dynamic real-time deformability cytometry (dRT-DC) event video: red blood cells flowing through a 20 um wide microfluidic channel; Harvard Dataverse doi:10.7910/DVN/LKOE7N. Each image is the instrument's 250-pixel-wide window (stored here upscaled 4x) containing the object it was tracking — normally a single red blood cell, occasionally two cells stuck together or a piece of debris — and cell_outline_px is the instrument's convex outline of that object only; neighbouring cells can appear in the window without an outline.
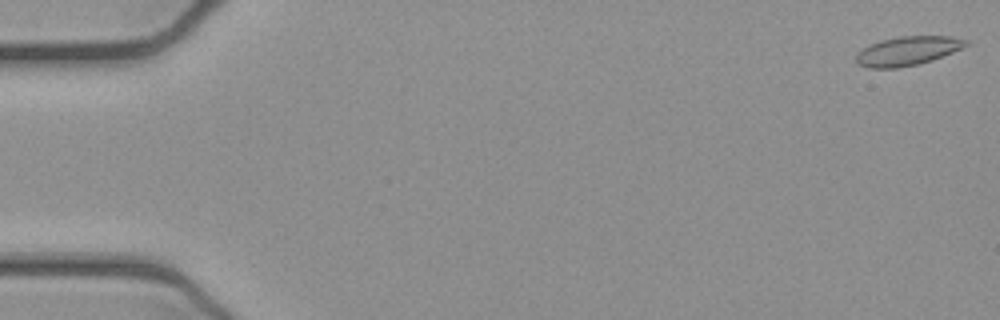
{"species": "common noctule bat (a hibernating species)", "species_latin": "Nyctalus noctula", "temperature_condition": "cold", "stored_images_in_passage": 37, "camera_frame_rate_fps": 3000, "um_per_image_px": 0.085, "animal": {"sex": "female", "body_mass_g": 21.9}, "frame": {"image": 1, "passage_image": 1, "time_ms": 0.0, "image_size_px": [1000, 320], "cell_outline_px": [[968, 44], [952, 52], [932, 60], [920, 64], [896, 68], [868, 68], [856, 64], [856, 52], [868, 44], [880, 40], [900, 36], [952, 36], [968, 40]], "centroid_in_image_um": [77.08, 4.33], "position_along_channel_um": 7.9, "area_um2": 18.73}}
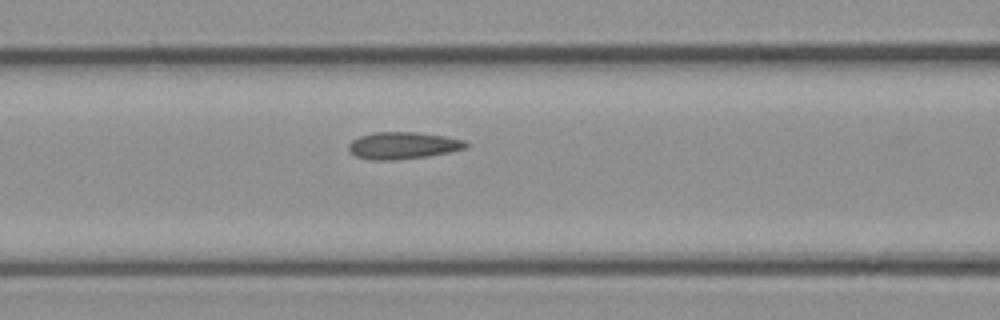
{"frame": {"image": 2, "passage_image": 22, "time_ms": 7.0, "image_size_px": [1000, 320], "cell_outline_px": [[468, 148], [452, 152], [428, 156], [396, 160], [368, 160], [356, 156], [348, 152], [348, 144], [352, 140], [360, 136], [372, 132], [416, 132], [444, 136], [464, 140], [468, 144]], "centroid_in_image_um": [34.24, 12.37], "position_along_channel_um": 132.4, "area_um2": 18.73}}
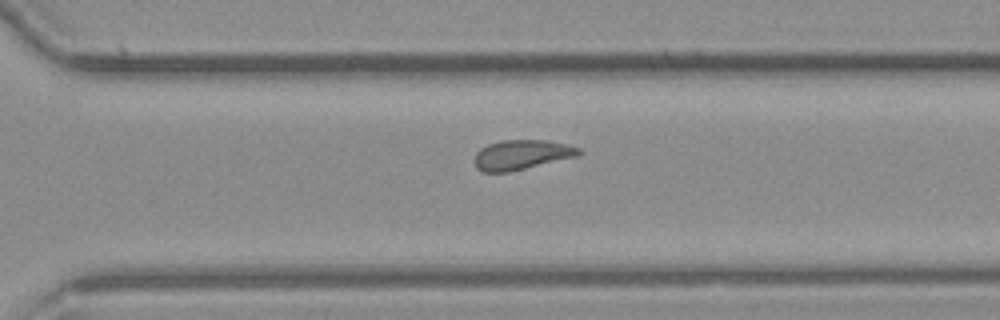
{"frame": {"image": 3, "passage_image": 37, "time_ms": 12.0, "image_size_px": [1000, 320], "cell_outline_px": [[584, 152], [576, 156], [508, 172], [484, 172], [476, 168], [472, 160], [476, 152], [480, 148], [488, 144], [504, 140], [548, 140], [568, 144], [580, 148]], "centroid_in_image_um": [44.31, 13.14], "position_along_channel_um": 326.3, "area_um2": 18.15}}